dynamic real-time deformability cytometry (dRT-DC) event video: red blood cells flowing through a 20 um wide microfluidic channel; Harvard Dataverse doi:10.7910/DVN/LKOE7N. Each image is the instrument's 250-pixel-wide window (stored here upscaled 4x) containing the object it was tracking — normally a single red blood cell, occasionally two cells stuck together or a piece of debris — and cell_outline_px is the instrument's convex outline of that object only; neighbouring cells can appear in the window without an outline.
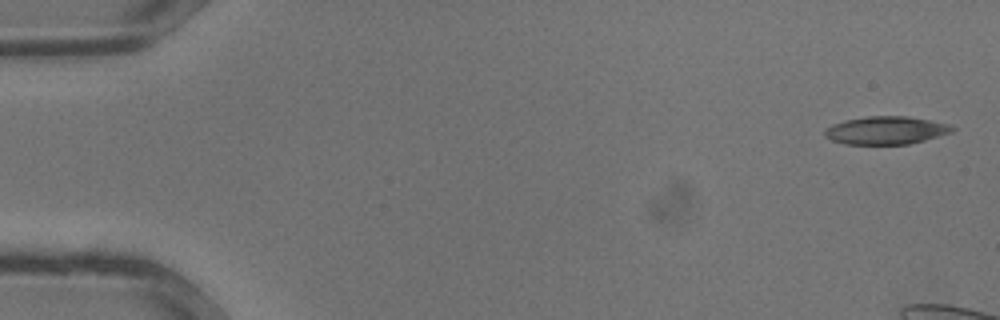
{"species": "common noctule bat (a hibernating species)", "species_latin": "Nyctalus noctula", "temperature_condition": "warm", "stored_images_in_passage": 24, "camera_frame_rate_fps": 3000, "um_per_image_px": 0.085, "animal": {"sex": "male", "body_mass_g": 13.3}, "frame": {"image": 1, "passage_image": 1, "time_ms": 0.0, "image_size_px": [1000, 320], "cell_outline_px": [[956, 128], [952, 132], [924, 140], [908, 144], [844, 144], [832, 140], [824, 136], [824, 132], [832, 124], [844, 120], [868, 116], [908, 116], [948, 124]], "centroid_in_image_um": [75.29, 11.08], "position_along_channel_um": 9.7, "area_um2": 20.63}}
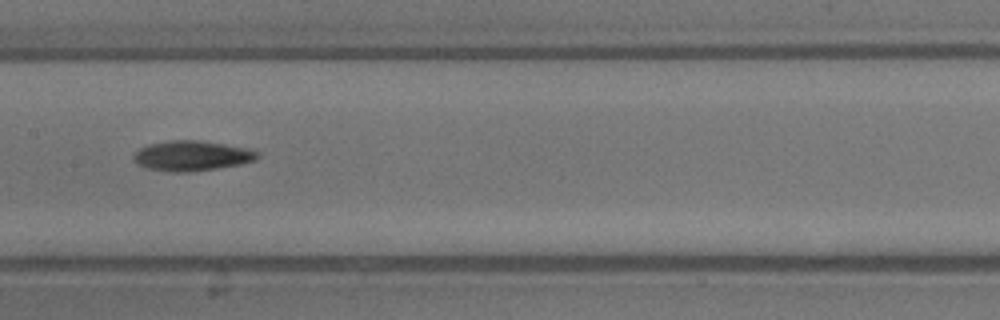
{"frame": {"image": 2, "passage_image": 17, "time_ms": 5.333, "image_size_px": [1000, 320], "cell_outline_px": [[260, 156], [256, 160], [240, 164], [216, 168], [188, 172], [168, 172], [148, 168], [140, 164], [132, 156], [140, 148], [148, 144], [172, 140], [196, 140], [224, 144], [248, 148], [260, 152]], "centroid_in_image_um": [16.34, 13.24], "position_along_channel_um": 191.1, "area_um2": 21.56}}
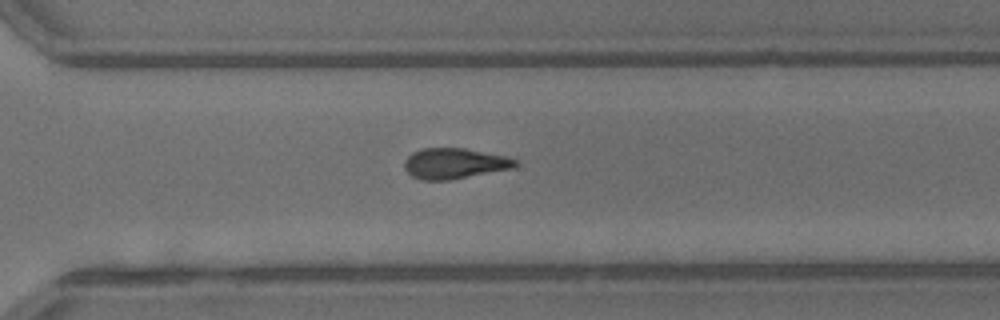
{"frame": {"image": 3, "passage_image": 24, "time_ms": 7.667, "image_size_px": [1000, 320], "cell_outline_px": [[520, 164], [512, 168], [448, 180], [420, 180], [412, 176], [404, 168], [404, 160], [412, 152], [424, 148], [464, 148], [508, 156], [520, 160]], "centroid_in_image_um": [38.65, 13.88], "position_along_channel_um": 331.9, "area_um2": 19.88}}